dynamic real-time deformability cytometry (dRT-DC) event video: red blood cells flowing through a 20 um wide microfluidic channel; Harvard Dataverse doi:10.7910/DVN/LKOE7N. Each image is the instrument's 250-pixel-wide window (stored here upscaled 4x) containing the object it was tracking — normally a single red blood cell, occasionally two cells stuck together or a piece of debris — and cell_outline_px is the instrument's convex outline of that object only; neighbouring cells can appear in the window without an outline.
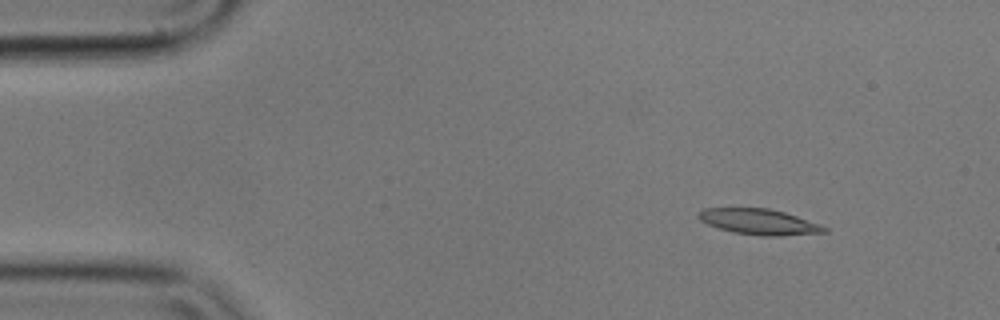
{"species": "common noctule bat (a hibernating species)", "species_latin": "Nyctalus noctula", "temperature_condition": "cold", "stored_images_in_passage": 11, "camera_frame_rate_fps": 3000, "um_per_image_px": 0.085, "animal": {"sex": "male", "body_mass_g": 17.9}, "frame": {"image": 1, "passage_image": 2, "time_ms": 0.333, "image_size_px": [1000, 320], "cell_outline_px": [[828, 232], [780, 236], [760, 236], [732, 232], [708, 224], [700, 220], [700, 212], [704, 208], [768, 208], [784, 212], [820, 224], [828, 228]], "centroid_in_image_um": [64.57, 18.86], "position_along_channel_um": 20.4, "area_um2": 18.67}}
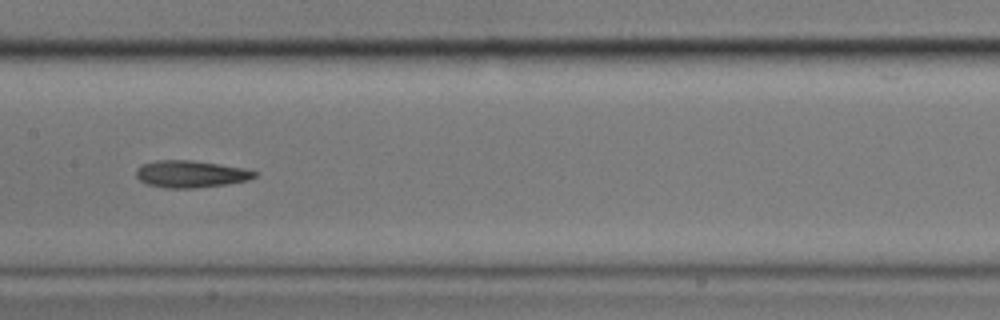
{"frame": {"image": 2, "passage_image": 8, "time_ms": 2.333, "image_size_px": [1000, 320], "cell_outline_px": [[256, 176], [248, 180], [224, 184], [196, 188], [164, 188], [148, 184], [140, 180], [136, 176], [136, 168], [144, 164], [160, 160], [192, 160], [244, 168], [256, 172]], "centroid_in_image_um": [16.19, 14.79], "position_along_channel_um": 191.2, "area_um2": 18.44}}
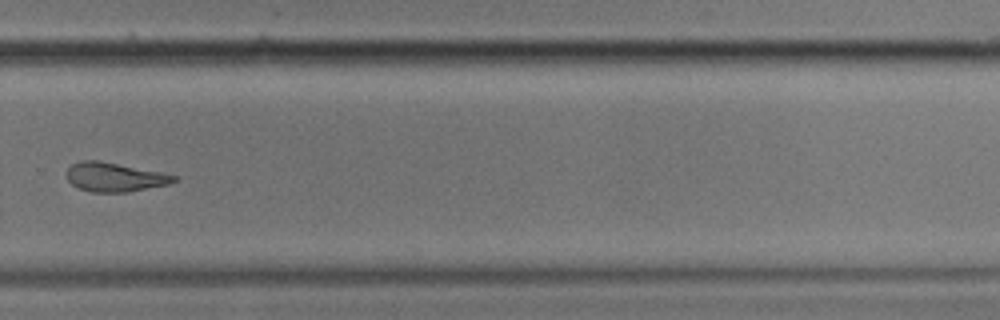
{"frame": {"image": 3, "passage_image": 11, "time_ms": 3.333, "image_size_px": [1000, 320], "cell_outline_px": [[176, 180], [168, 184], [128, 192], [92, 192], [80, 188], [72, 184], [68, 180], [64, 172], [72, 164], [80, 160], [100, 160], [160, 172], [176, 176]], "centroid_in_image_um": [9.68, 15.04], "position_along_channel_um": 320.1, "area_um2": 18.09}}